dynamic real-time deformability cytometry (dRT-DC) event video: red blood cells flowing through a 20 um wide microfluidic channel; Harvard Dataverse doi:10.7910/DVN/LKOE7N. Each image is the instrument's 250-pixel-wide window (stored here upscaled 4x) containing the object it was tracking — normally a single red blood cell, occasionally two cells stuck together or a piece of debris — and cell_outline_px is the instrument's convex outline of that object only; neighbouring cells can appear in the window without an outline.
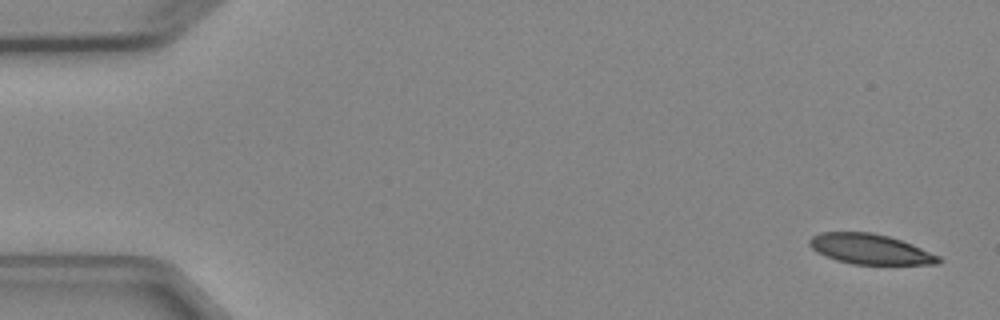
{"species": "Egyptian fruit bat (a non-hibernating species)", "species_latin": "Rousettus aegyptiacus", "temperature_condition": "cold", "stored_images_in_passage": 4, "camera_frame_rate_fps": 3000, "um_per_image_px": 0.085, "animal": {"sex": "female"}, "frame": {"image": 1, "passage_image": 1, "time_ms": 0.0, "image_size_px": [1000, 320], "cell_outline_px": [[944, 260], [936, 264], [852, 264], [836, 260], [824, 256], [816, 252], [808, 244], [808, 240], [812, 236], [820, 232], [872, 232], [888, 236], [912, 244], [940, 256]], "centroid_in_image_um": [73.94, 21.17], "position_along_channel_um": 11.1, "area_um2": 22.77}}